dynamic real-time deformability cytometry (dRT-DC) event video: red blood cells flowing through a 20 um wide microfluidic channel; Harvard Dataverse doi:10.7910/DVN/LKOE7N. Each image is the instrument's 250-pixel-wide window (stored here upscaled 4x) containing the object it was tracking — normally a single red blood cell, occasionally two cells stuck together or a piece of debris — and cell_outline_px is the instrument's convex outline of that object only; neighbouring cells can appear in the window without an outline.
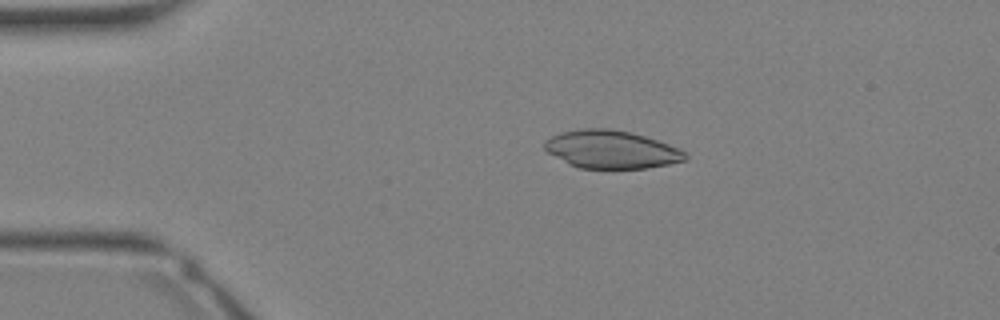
{"species": "Egyptian fruit bat (a non-hibernating species)", "species_latin": "Rousettus aegyptiacus", "temperature_condition": "warm", "stored_images_in_passage": 32, "camera_frame_rate_fps": 3000, "um_per_image_px": 0.085, "animal": {"sex": "female"}, "frame": {"image": 1, "passage_image": 5, "time_ms": 1.333, "image_size_px": [1000, 320], "cell_outline_px": [[688, 156], [684, 160], [668, 164], [648, 168], [580, 168], [568, 164], [548, 152], [544, 148], [544, 140], [560, 132], [584, 128], [608, 128], [632, 132], [680, 148], [688, 152]], "centroid_in_image_um": [51.96, 12.7], "position_along_channel_um": 33.0, "area_um2": 31.15}}
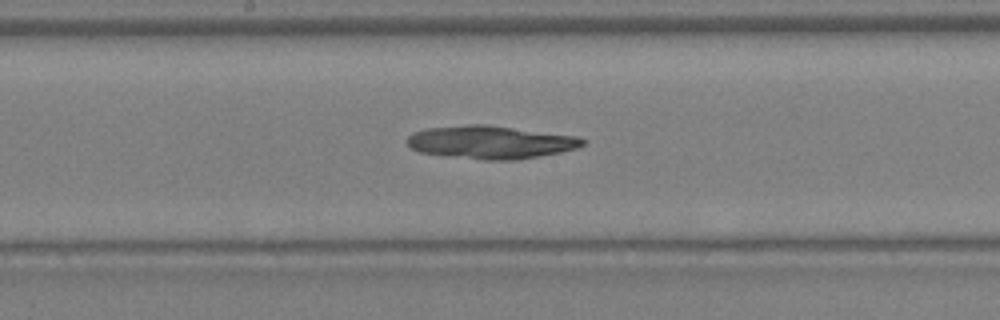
{"frame": {"image": 2, "passage_image": 16, "time_ms": 5.0, "image_size_px": [1000, 320], "cell_outline_px": [[588, 140], [584, 144], [576, 148], [560, 152], [540, 156], [516, 160], [484, 160], [448, 156], [420, 152], [408, 148], [404, 140], [412, 132], [428, 128], [468, 124], [484, 124], [576, 136]], "centroid_in_image_um": [41.65, 12.09], "position_along_channel_um": 206.6, "area_um2": 33.93}}
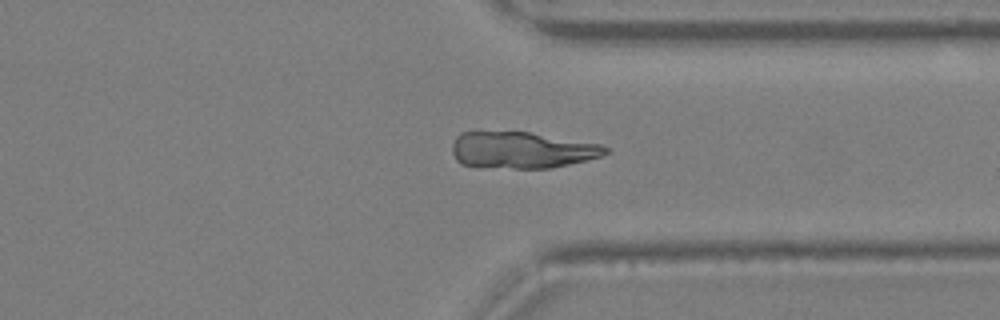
{"frame": {"image": 3, "passage_image": 24, "time_ms": 7.667, "image_size_px": [1000, 320], "cell_outline_px": [[608, 152], [600, 156], [588, 160], [552, 168], [512, 168], [460, 164], [456, 160], [452, 152], [452, 144], [456, 136], [460, 132], [528, 132], [600, 144], [608, 148]], "centroid_in_image_um": [44.35, 12.75], "position_along_channel_um": 367.1, "area_um2": 32.37}}